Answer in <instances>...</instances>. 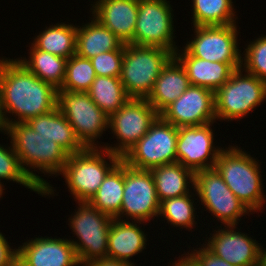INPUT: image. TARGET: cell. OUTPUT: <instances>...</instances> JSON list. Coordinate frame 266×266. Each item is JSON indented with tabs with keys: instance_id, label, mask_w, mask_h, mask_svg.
Wrapping results in <instances>:
<instances>
[{
	"instance_id": "19",
	"label": "cell",
	"mask_w": 266,
	"mask_h": 266,
	"mask_svg": "<svg viewBox=\"0 0 266 266\" xmlns=\"http://www.w3.org/2000/svg\"><path fill=\"white\" fill-rule=\"evenodd\" d=\"M92 15L111 30L124 44L134 36L138 15V0H98Z\"/></svg>"
},
{
	"instance_id": "25",
	"label": "cell",
	"mask_w": 266,
	"mask_h": 266,
	"mask_svg": "<svg viewBox=\"0 0 266 266\" xmlns=\"http://www.w3.org/2000/svg\"><path fill=\"white\" fill-rule=\"evenodd\" d=\"M82 26H77L76 33V54L81 57L91 59L100 53L117 50L123 44L94 17L90 23Z\"/></svg>"
},
{
	"instance_id": "5",
	"label": "cell",
	"mask_w": 266,
	"mask_h": 266,
	"mask_svg": "<svg viewBox=\"0 0 266 266\" xmlns=\"http://www.w3.org/2000/svg\"><path fill=\"white\" fill-rule=\"evenodd\" d=\"M174 56L164 48L124 44L120 80L131 98H147L163 67Z\"/></svg>"
},
{
	"instance_id": "20",
	"label": "cell",
	"mask_w": 266,
	"mask_h": 266,
	"mask_svg": "<svg viewBox=\"0 0 266 266\" xmlns=\"http://www.w3.org/2000/svg\"><path fill=\"white\" fill-rule=\"evenodd\" d=\"M174 56L184 66L191 85L207 88L215 92L232 73L242 67L241 63L210 62L201 58L193 57L185 48Z\"/></svg>"
},
{
	"instance_id": "14",
	"label": "cell",
	"mask_w": 266,
	"mask_h": 266,
	"mask_svg": "<svg viewBox=\"0 0 266 266\" xmlns=\"http://www.w3.org/2000/svg\"><path fill=\"white\" fill-rule=\"evenodd\" d=\"M193 27L196 36L184 47L193 57L210 62L242 63L236 24Z\"/></svg>"
},
{
	"instance_id": "9",
	"label": "cell",
	"mask_w": 266,
	"mask_h": 266,
	"mask_svg": "<svg viewBox=\"0 0 266 266\" xmlns=\"http://www.w3.org/2000/svg\"><path fill=\"white\" fill-rule=\"evenodd\" d=\"M57 108L86 148H100L94 142L108 129L109 116L93 102L87 92L58 89Z\"/></svg>"
},
{
	"instance_id": "34",
	"label": "cell",
	"mask_w": 266,
	"mask_h": 266,
	"mask_svg": "<svg viewBox=\"0 0 266 266\" xmlns=\"http://www.w3.org/2000/svg\"><path fill=\"white\" fill-rule=\"evenodd\" d=\"M245 51L241 68L266 83V35L251 41Z\"/></svg>"
},
{
	"instance_id": "2",
	"label": "cell",
	"mask_w": 266,
	"mask_h": 266,
	"mask_svg": "<svg viewBox=\"0 0 266 266\" xmlns=\"http://www.w3.org/2000/svg\"><path fill=\"white\" fill-rule=\"evenodd\" d=\"M5 132L27 175L41 188L44 196L54 194L53 187L30 168L49 173V176L59 175L69 154L59 144L39 135L27 122L10 123Z\"/></svg>"
},
{
	"instance_id": "28",
	"label": "cell",
	"mask_w": 266,
	"mask_h": 266,
	"mask_svg": "<svg viewBox=\"0 0 266 266\" xmlns=\"http://www.w3.org/2000/svg\"><path fill=\"white\" fill-rule=\"evenodd\" d=\"M29 55V60L26 58L22 60L21 57L18 61L42 81L48 82L59 89L65 78L68 59L39 50L33 45L30 47Z\"/></svg>"
},
{
	"instance_id": "39",
	"label": "cell",
	"mask_w": 266,
	"mask_h": 266,
	"mask_svg": "<svg viewBox=\"0 0 266 266\" xmlns=\"http://www.w3.org/2000/svg\"><path fill=\"white\" fill-rule=\"evenodd\" d=\"M172 266H197L186 254L185 257L178 259V262H173Z\"/></svg>"
},
{
	"instance_id": "29",
	"label": "cell",
	"mask_w": 266,
	"mask_h": 266,
	"mask_svg": "<svg viewBox=\"0 0 266 266\" xmlns=\"http://www.w3.org/2000/svg\"><path fill=\"white\" fill-rule=\"evenodd\" d=\"M87 93L108 116L118 111L131 98L120 77L96 76Z\"/></svg>"
},
{
	"instance_id": "18",
	"label": "cell",
	"mask_w": 266,
	"mask_h": 266,
	"mask_svg": "<svg viewBox=\"0 0 266 266\" xmlns=\"http://www.w3.org/2000/svg\"><path fill=\"white\" fill-rule=\"evenodd\" d=\"M18 259L25 266H79L73 244L68 239L35 237L18 247Z\"/></svg>"
},
{
	"instance_id": "7",
	"label": "cell",
	"mask_w": 266,
	"mask_h": 266,
	"mask_svg": "<svg viewBox=\"0 0 266 266\" xmlns=\"http://www.w3.org/2000/svg\"><path fill=\"white\" fill-rule=\"evenodd\" d=\"M78 210L69 219L70 226L78 241L70 240L81 266L91 261L107 258L108 232L113 220L88 202H78ZM83 264V265H82Z\"/></svg>"
},
{
	"instance_id": "26",
	"label": "cell",
	"mask_w": 266,
	"mask_h": 266,
	"mask_svg": "<svg viewBox=\"0 0 266 266\" xmlns=\"http://www.w3.org/2000/svg\"><path fill=\"white\" fill-rule=\"evenodd\" d=\"M124 192V162L121 160L104 178L99 189L88 201L99 211L115 218L121 210Z\"/></svg>"
},
{
	"instance_id": "35",
	"label": "cell",
	"mask_w": 266,
	"mask_h": 266,
	"mask_svg": "<svg viewBox=\"0 0 266 266\" xmlns=\"http://www.w3.org/2000/svg\"><path fill=\"white\" fill-rule=\"evenodd\" d=\"M124 56V43L117 49L91 58L96 76L120 77Z\"/></svg>"
},
{
	"instance_id": "32",
	"label": "cell",
	"mask_w": 266,
	"mask_h": 266,
	"mask_svg": "<svg viewBox=\"0 0 266 266\" xmlns=\"http://www.w3.org/2000/svg\"><path fill=\"white\" fill-rule=\"evenodd\" d=\"M192 193L180 197L168 198L160 202L159 216H164L174 227L192 228L195 226V204Z\"/></svg>"
},
{
	"instance_id": "40",
	"label": "cell",
	"mask_w": 266,
	"mask_h": 266,
	"mask_svg": "<svg viewBox=\"0 0 266 266\" xmlns=\"http://www.w3.org/2000/svg\"><path fill=\"white\" fill-rule=\"evenodd\" d=\"M7 125L5 121V116L2 108V97H1V86H0V131H6Z\"/></svg>"
},
{
	"instance_id": "22",
	"label": "cell",
	"mask_w": 266,
	"mask_h": 266,
	"mask_svg": "<svg viewBox=\"0 0 266 266\" xmlns=\"http://www.w3.org/2000/svg\"><path fill=\"white\" fill-rule=\"evenodd\" d=\"M132 222L113 218L108 232V258L131 263L130 257L144 250L146 235L136 224L142 221Z\"/></svg>"
},
{
	"instance_id": "31",
	"label": "cell",
	"mask_w": 266,
	"mask_h": 266,
	"mask_svg": "<svg viewBox=\"0 0 266 266\" xmlns=\"http://www.w3.org/2000/svg\"><path fill=\"white\" fill-rule=\"evenodd\" d=\"M95 78L96 74L91 60L74 54L67 61L65 78L59 89L87 92Z\"/></svg>"
},
{
	"instance_id": "10",
	"label": "cell",
	"mask_w": 266,
	"mask_h": 266,
	"mask_svg": "<svg viewBox=\"0 0 266 266\" xmlns=\"http://www.w3.org/2000/svg\"><path fill=\"white\" fill-rule=\"evenodd\" d=\"M169 1L138 0V15L130 44L164 48L173 54L179 50L174 44L173 13Z\"/></svg>"
},
{
	"instance_id": "33",
	"label": "cell",
	"mask_w": 266,
	"mask_h": 266,
	"mask_svg": "<svg viewBox=\"0 0 266 266\" xmlns=\"http://www.w3.org/2000/svg\"><path fill=\"white\" fill-rule=\"evenodd\" d=\"M6 179L20 183L25 188L31 189L34 192L43 196L41 188L27 175L22 168L18 156L13 149L12 143L9 148L3 147L0 144V181ZM0 185L3 187V184Z\"/></svg>"
},
{
	"instance_id": "27",
	"label": "cell",
	"mask_w": 266,
	"mask_h": 266,
	"mask_svg": "<svg viewBox=\"0 0 266 266\" xmlns=\"http://www.w3.org/2000/svg\"><path fill=\"white\" fill-rule=\"evenodd\" d=\"M76 33L75 25L61 22L46 27L31 44L39 50L69 59L76 54Z\"/></svg>"
},
{
	"instance_id": "4",
	"label": "cell",
	"mask_w": 266,
	"mask_h": 266,
	"mask_svg": "<svg viewBox=\"0 0 266 266\" xmlns=\"http://www.w3.org/2000/svg\"><path fill=\"white\" fill-rule=\"evenodd\" d=\"M104 153L110 164L105 160ZM120 161V156L105 148H86L81 152L69 155L61 175L64 176L69 191L73 197L75 196L74 199L78 202H88L99 189L107 174Z\"/></svg>"
},
{
	"instance_id": "43",
	"label": "cell",
	"mask_w": 266,
	"mask_h": 266,
	"mask_svg": "<svg viewBox=\"0 0 266 266\" xmlns=\"http://www.w3.org/2000/svg\"><path fill=\"white\" fill-rule=\"evenodd\" d=\"M3 190L5 189H3L2 186L0 185V198H2L1 196H2Z\"/></svg>"
},
{
	"instance_id": "11",
	"label": "cell",
	"mask_w": 266,
	"mask_h": 266,
	"mask_svg": "<svg viewBox=\"0 0 266 266\" xmlns=\"http://www.w3.org/2000/svg\"><path fill=\"white\" fill-rule=\"evenodd\" d=\"M159 113L149 104L146 98H130L118 111L109 116L108 128L119 142L118 145L105 148L120 156L139 141L159 117Z\"/></svg>"
},
{
	"instance_id": "15",
	"label": "cell",
	"mask_w": 266,
	"mask_h": 266,
	"mask_svg": "<svg viewBox=\"0 0 266 266\" xmlns=\"http://www.w3.org/2000/svg\"><path fill=\"white\" fill-rule=\"evenodd\" d=\"M210 126H212L211 123L178 127L177 162L194 173L214 168L222 150L219 147L216 149L213 145L214 133Z\"/></svg>"
},
{
	"instance_id": "21",
	"label": "cell",
	"mask_w": 266,
	"mask_h": 266,
	"mask_svg": "<svg viewBox=\"0 0 266 266\" xmlns=\"http://www.w3.org/2000/svg\"><path fill=\"white\" fill-rule=\"evenodd\" d=\"M190 85L184 66L173 56L163 67L146 99L160 114L168 105L180 97Z\"/></svg>"
},
{
	"instance_id": "6",
	"label": "cell",
	"mask_w": 266,
	"mask_h": 266,
	"mask_svg": "<svg viewBox=\"0 0 266 266\" xmlns=\"http://www.w3.org/2000/svg\"><path fill=\"white\" fill-rule=\"evenodd\" d=\"M243 71L236 69L230 79L214 92L217 120H240L266 99V83L255 75L243 74Z\"/></svg>"
},
{
	"instance_id": "30",
	"label": "cell",
	"mask_w": 266,
	"mask_h": 266,
	"mask_svg": "<svg viewBox=\"0 0 266 266\" xmlns=\"http://www.w3.org/2000/svg\"><path fill=\"white\" fill-rule=\"evenodd\" d=\"M194 26H224L236 24L232 0H193Z\"/></svg>"
},
{
	"instance_id": "13",
	"label": "cell",
	"mask_w": 266,
	"mask_h": 266,
	"mask_svg": "<svg viewBox=\"0 0 266 266\" xmlns=\"http://www.w3.org/2000/svg\"><path fill=\"white\" fill-rule=\"evenodd\" d=\"M160 202L156 194L153 175L150 170H139L124 163V192L120 213L115 217L132 218L143 223L157 217Z\"/></svg>"
},
{
	"instance_id": "12",
	"label": "cell",
	"mask_w": 266,
	"mask_h": 266,
	"mask_svg": "<svg viewBox=\"0 0 266 266\" xmlns=\"http://www.w3.org/2000/svg\"><path fill=\"white\" fill-rule=\"evenodd\" d=\"M194 191L205 208L221 223L236 225L239 218L251 211L242 203L225 184L215 168L195 172ZM249 211V212H248Z\"/></svg>"
},
{
	"instance_id": "1",
	"label": "cell",
	"mask_w": 266,
	"mask_h": 266,
	"mask_svg": "<svg viewBox=\"0 0 266 266\" xmlns=\"http://www.w3.org/2000/svg\"><path fill=\"white\" fill-rule=\"evenodd\" d=\"M0 60L2 108L6 125L27 122L57 108V88L42 81L18 59ZM6 113L18 119L10 120ZM9 118V119H8Z\"/></svg>"
},
{
	"instance_id": "38",
	"label": "cell",
	"mask_w": 266,
	"mask_h": 266,
	"mask_svg": "<svg viewBox=\"0 0 266 266\" xmlns=\"http://www.w3.org/2000/svg\"><path fill=\"white\" fill-rule=\"evenodd\" d=\"M135 264L126 261H119L111 258H99L91 261L86 266H134Z\"/></svg>"
},
{
	"instance_id": "16",
	"label": "cell",
	"mask_w": 266,
	"mask_h": 266,
	"mask_svg": "<svg viewBox=\"0 0 266 266\" xmlns=\"http://www.w3.org/2000/svg\"><path fill=\"white\" fill-rule=\"evenodd\" d=\"M159 115L175 127L213 124L216 120L214 92L204 87L190 85Z\"/></svg>"
},
{
	"instance_id": "37",
	"label": "cell",
	"mask_w": 266,
	"mask_h": 266,
	"mask_svg": "<svg viewBox=\"0 0 266 266\" xmlns=\"http://www.w3.org/2000/svg\"><path fill=\"white\" fill-rule=\"evenodd\" d=\"M18 256V249H12L0 232V266L10 265Z\"/></svg>"
},
{
	"instance_id": "3",
	"label": "cell",
	"mask_w": 266,
	"mask_h": 266,
	"mask_svg": "<svg viewBox=\"0 0 266 266\" xmlns=\"http://www.w3.org/2000/svg\"><path fill=\"white\" fill-rule=\"evenodd\" d=\"M260 166L238 146L223 148L214 166L229 189L251 212L263 209L266 199Z\"/></svg>"
},
{
	"instance_id": "41",
	"label": "cell",
	"mask_w": 266,
	"mask_h": 266,
	"mask_svg": "<svg viewBox=\"0 0 266 266\" xmlns=\"http://www.w3.org/2000/svg\"><path fill=\"white\" fill-rule=\"evenodd\" d=\"M263 246H261V250H260V263L259 266H266V249L262 248Z\"/></svg>"
},
{
	"instance_id": "23",
	"label": "cell",
	"mask_w": 266,
	"mask_h": 266,
	"mask_svg": "<svg viewBox=\"0 0 266 266\" xmlns=\"http://www.w3.org/2000/svg\"><path fill=\"white\" fill-rule=\"evenodd\" d=\"M27 123L39 135L47 137L63 147L69 155L86 149L71 124L58 108L49 113L33 117Z\"/></svg>"
},
{
	"instance_id": "24",
	"label": "cell",
	"mask_w": 266,
	"mask_h": 266,
	"mask_svg": "<svg viewBox=\"0 0 266 266\" xmlns=\"http://www.w3.org/2000/svg\"><path fill=\"white\" fill-rule=\"evenodd\" d=\"M150 171L153 175L159 202L190 194L188 188L190 183L194 188L195 173L179 162L157 166Z\"/></svg>"
},
{
	"instance_id": "36",
	"label": "cell",
	"mask_w": 266,
	"mask_h": 266,
	"mask_svg": "<svg viewBox=\"0 0 266 266\" xmlns=\"http://www.w3.org/2000/svg\"><path fill=\"white\" fill-rule=\"evenodd\" d=\"M198 248L199 250H194L190 254L188 252V257L197 265V266H234L221 259L220 257L213 254L206 246Z\"/></svg>"
},
{
	"instance_id": "42",
	"label": "cell",
	"mask_w": 266,
	"mask_h": 266,
	"mask_svg": "<svg viewBox=\"0 0 266 266\" xmlns=\"http://www.w3.org/2000/svg\"><path fill=\"white\" fill-rule=\"evenodd\" d=\"M8 266H25L19 259L18 257Z\"/></svg>"
},
{
	"instance_id": "17",
	"label": "cell",
	"mask_w": 266,
	"mask_h": 266,
	"mask_svg": "<svg viewBox=\"0 0 266 266\" xmlns=\"http://www.w3.org/2000/svg\"><path fill=\"white\" fill-rule=\"evenodd\" d=\"M235 225L215 230L205 246L216 256L234 266H259L261 245L247 234L236 232Z\"/></svg>"
},
{
	"instance_id": "8",
	"label": "cell",
	"mask_w": 266,
	"mask_h": 266,
	"mask_svg": "<svg viewBox=\"0 0 266 266\" xmlns=\"http://www.w3.org/2000/svg\"><path fill=\"white\" fill-rule=\"evenodd\" d=\"M178 127L160 116L148 132L121 158L129 167L150 170L157 166L177 162L176 145Z\"/></svg>"
}]
</instances>
